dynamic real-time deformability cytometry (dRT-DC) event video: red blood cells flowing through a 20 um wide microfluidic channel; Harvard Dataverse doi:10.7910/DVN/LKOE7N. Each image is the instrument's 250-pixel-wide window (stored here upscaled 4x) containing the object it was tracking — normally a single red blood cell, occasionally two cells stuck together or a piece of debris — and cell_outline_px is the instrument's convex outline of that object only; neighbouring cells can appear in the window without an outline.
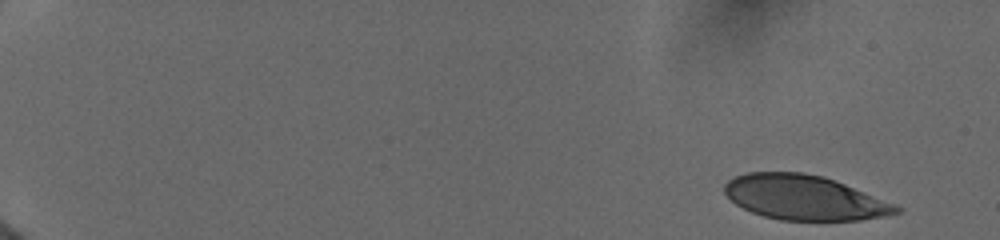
{"species": "human", "species_latin": "Homo sapiens", "temperature_condition": "cold", "stored_images_in_passage": 8, "camera_frame_rate_fps": 3000, "um_per_image_px": 0.085, "donor": {"sex": "female"}, "frame": {"image": 1, "passage_image": 1, "time_ms": 0.0, "image_size_px": [1000, 240], "cell_outline_px": [[904, 208], [900, 212], [884, 216], [860, 220], [780, 220], [764, 216], [752, 212], [736, 204], [724, 192], [724, 184], [728, 180], [736, 176], [748, 172], [804, 172], [824, 176], [896, 204]], "centroid_in_image_um": [68.38, 16.79], "position_along_channel_um": 16.6, "area_um2": 44.62}}
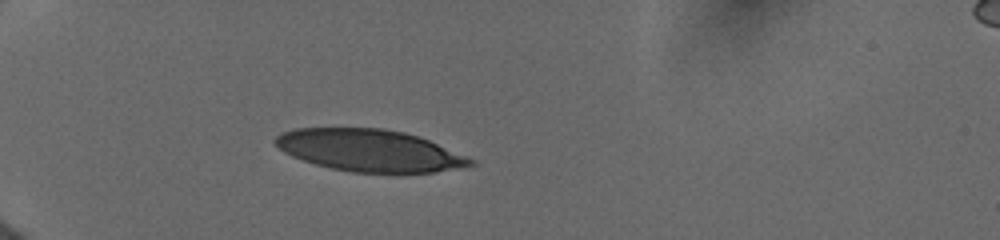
{"frame": {"image": 2, "passage_image": 6, "time_ms": 4.667, "image_size_px": [1000, 240], "cell_outline_px": [[476, 164], [436, 172], [352, 172], [332, 168], [316, 164], [292, 156], [284, 152], [272, 140], [280, 132], [296, 128], [384, 128], [404, 132], [428, 140], [468, 156], [476, 160]], "centroid_in_image_um": [31.4, 12.78], "position_along_channel_um": 53.6, "area_um2": 47.45}}
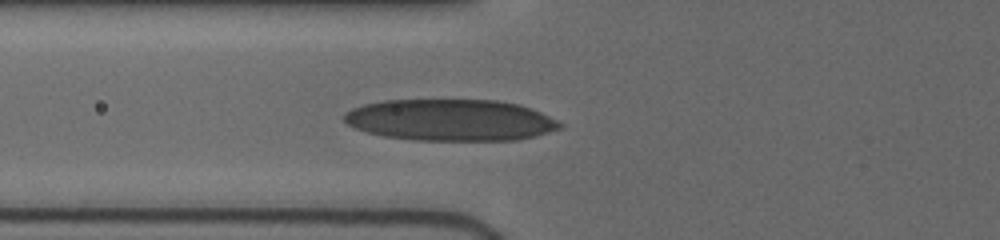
{"frame": {"image": 3, "passage_image": 8, "time_ms": 6.333, "image_size_px": [1000, 240], "cell_outline_px": [[564, 128], [536, 136], [516, 140], [416, 140], [384, 136], [368, 132], [356, 128], [348, 124], [344, 120], [344, 116], [352, 108], [364, 104], [384, 100], [496, 100], [520, 104], [540, 112], [564, 124]], "centroid_in_image_um": [38.34, 10.2], "position_along_channel_um": 87.5, "area_um2": 52.19}}